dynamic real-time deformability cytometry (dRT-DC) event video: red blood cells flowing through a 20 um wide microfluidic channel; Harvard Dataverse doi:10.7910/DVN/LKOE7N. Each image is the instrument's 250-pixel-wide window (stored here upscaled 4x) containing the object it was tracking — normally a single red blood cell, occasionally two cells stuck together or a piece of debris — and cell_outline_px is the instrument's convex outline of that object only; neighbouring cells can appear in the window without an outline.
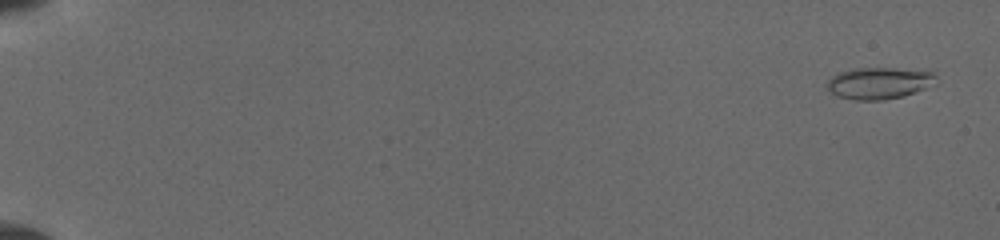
{"species": "common noctule bat (a hibernating species)", "species_latin": "Nyctalus noctula", "temperature_condition": "cold", "stored_images_in_passage": 41, "camera_frame_rate_fps": 3000, "um_per_image_px": 0.085, "animal": {"sex": "female", "body_mass_g": 19.5, "forearm_length_mm": 54.1}, "frame": {"image": 1, "passage_image": 2, "time_ms": 0.333, "image_size_px": [1000, 240], "cell_outline_px": [[936, 84], [904, 96], [884, 100], [852, 100], [836, 96], [824, 84], [836, 72], [852, 68], [924, 68], [932, 72], [936, 76]], "centroid_in_image_um": [74.75, 7.04], "position_along_channel_um": 10.3, "area_um2": 20.81}}
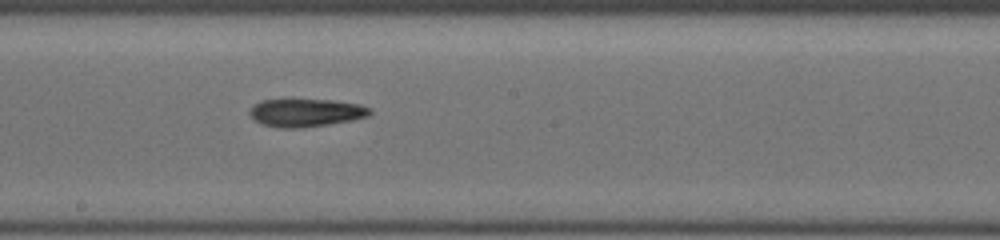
{"frame": {"image": 2, "passage_image": 25, "time_ms": 10.333, "image_size_px": [1000, 240], "cell_outline_px": [[372, 112], [368, 116], [352, 120], [328, 124], [300, 128], [276, 128], [260, 124], [252, 120], [248, 112], [252, 104], [260, 100], [332, 100], [360, 104], [372, 108]], "centroid_in_image_um": [25.95, 9.59], "position_along_channel_um": 222.3, "area_um2": 19.88}}
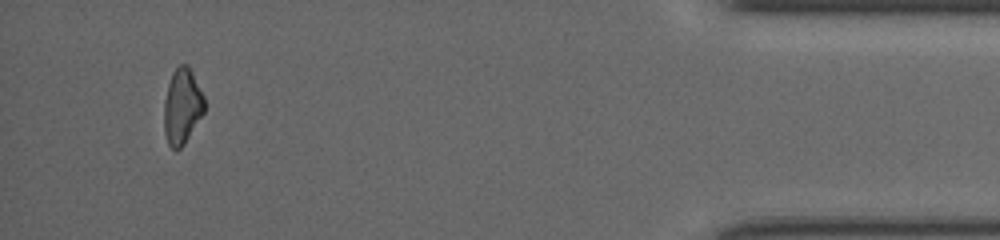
{"frame": {"image": 3, "passage_image": 40, "time_ms": 16.667, "image_size_px": [1000, 240], "cell_outline_px": [[204, 112], [184, 144], [176, 152], [168, 144], [164, 132], [164, 100], [168, 84], [172, 72], [180, 64], [188, 64], [204, 96]], "centroid_in_image_um": [15.47, 9.04], "position_along_channel_um": 419.7, "area_um2": 17.8}}